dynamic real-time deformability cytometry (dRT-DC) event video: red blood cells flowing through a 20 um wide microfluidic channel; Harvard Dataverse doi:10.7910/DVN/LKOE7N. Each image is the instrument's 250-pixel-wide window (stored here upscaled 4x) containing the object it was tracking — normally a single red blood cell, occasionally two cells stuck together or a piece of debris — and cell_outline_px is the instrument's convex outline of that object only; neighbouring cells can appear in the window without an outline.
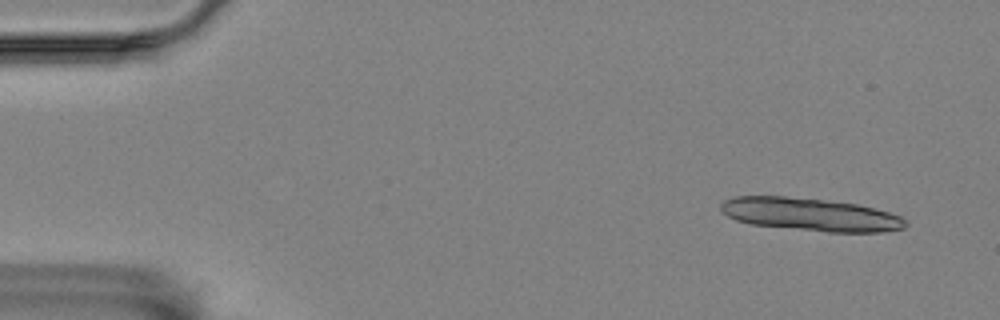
{"species": "Egyptian fruit bat (a non-hibernating species)", "species_latin": "Rousettus aegyptiacus", "temperature_condition": "room temperature", "stored_images_in_passage": 6, "camera_frame_rate_fps": 3000, "um_per_image_px": 0.085, "animal": {"sex": "female"}, "frame": {"image": 1, "passage_image": 2, "time_ms": 0.333, "image_size_px": [1000, 320], "cell_outline_px": [[908, 224], [904, 228], [880, 232], [828, 232], [752, 224], [736, 220], [728, 216], [720, 208], [720, 204], [724, 200], [732, 196], [784, 196], [824, 200], [856, 204], [888, 212], [900, 216], [908, 220]], "centroid_in_image_um": [68.88, 18.23], "position_along_channel_um": 16.1, "area_um2": 35.2}}